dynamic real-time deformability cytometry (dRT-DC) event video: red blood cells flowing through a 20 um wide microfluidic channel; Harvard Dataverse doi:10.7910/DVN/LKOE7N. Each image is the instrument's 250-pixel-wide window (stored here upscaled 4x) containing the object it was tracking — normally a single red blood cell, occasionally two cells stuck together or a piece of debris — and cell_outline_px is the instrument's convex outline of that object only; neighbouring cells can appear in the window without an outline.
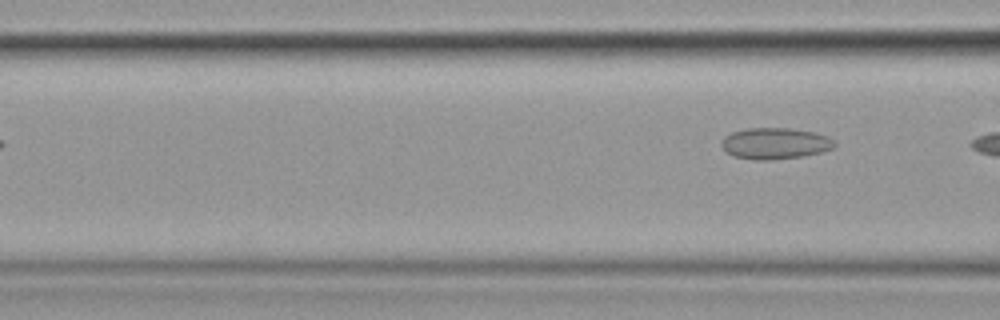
{"species": "common noctule bat (a hibernating species)", "species_latin": "Nyctalus noctula", "temperature_condition": "cold", "stored_images_in_passage": 9, "segment_of_instrument_passage": [2, 2], "camera_frame_rate_fps": 3000, "um_per_image_px": 0.085, "animal": {"sex": "female", "body_mass_g": 19.9}, "frame": {"image": 1, "passage_image": 9, "time_ms": 10.0, "image_size_px": [1000, 320], "cell_outline_px": [[836, 144], [832, 148], [820, 152], [800, 156], [768, 160], [752, 160], [732, 156], [720, 144], [724, 136], [732, 132], [748, 128], [788, 128], [816, 132], [828, 136]], "centroid_in_image_um": [65.85, 12.18], "position_along_channel_um": 100.7, "area_um2": 20.52}}